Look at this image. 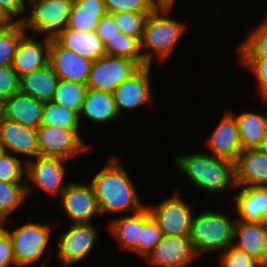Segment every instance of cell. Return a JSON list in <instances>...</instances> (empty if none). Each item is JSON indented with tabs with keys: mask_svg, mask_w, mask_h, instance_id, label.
<instances>
[{
	"mask_svg": "<svg viewBox=\"0 0 267 267\" xmlns=\"http://www.w3.org/2000/svg\"><path fill=\"white\" fill-rule=\"evenodd\" d=\"M117 156H112L107 164L91 179L100 210L104 213H137L147 205L141 203L134 181Z\"/></svg>",
	"mask_w": 267,
	"mask_h": 267,
	"instance_id": "obj_1",
	"label": "cell"
},
{
	"mask_svg": "<svg viewBox=\"0 0 267 267\" xmlns=\"http://www.w3.org/2000/svg\"><path fill=\"white\" fill-rule=\"evenodd\" d=\"M176 166L186 174L197 188L218 193L229 187H236L235 163L212 156L210 153H190L177 155Z\"/></svg>",
	"mask_w": 267,
	"mask_h": 267,
	"instance_id": "obj_2",
	"label": "cell"
},
{
	"mask_svg": "<svg viewBox=\"0 0 267 267\" xmlns=\"http://www.w3.org/2000/svg\"><path fill=\"white\" fill-rule=\"evenodd\" d=\"M172 9L173 6H158L147 18L141 39L144 66H151L155 55L160 63L164 62L186 29L185 23L169 18Z\"/></svg>",
	"mask_w": 267,
	"mask_h": 267,
	"instance_id": "obj_3",
	"label": "cell"
},
{
	"mask_svg": "<svg viewBox=\"0 0 267 267\" xmlns=\"http://www.w3.org/2000/svg\"><path fill=\"white\" fill-rule=\"evenodd\" d=\"M235 223V219L232 221L224 213L214 210L193 215L189 239L198 255L223 253L233 246Z\"/></svg>",
	"mask_w": 267,
	"mask_h": 267,
	"instance_id": "obj_4",
	"label": "cell"
},
{
	"mask_svg": "<svg viewBox=\"0 0 267 267\" xmlns=\"http://www.w3.org/2000/svg\"><path fill=\"white\" fill-rule=\"evenodd\" d=\"M74 0H26L29 12L23 24L32 34L55 38L68 25Z\"/></svg>",
	"mask_w": 267,
	"mask_h": 267,
	"instance_id": "obj_5",
	"label": "cell"
},
{
	"mask_svg": "<svg viewBox=\"0 0 267 267\" xmlns=\"http://www.w3.org/2000/svg\"><path fill=\"white\" fill-rule=\"evenodd\" d=\"M51 226L39 223H24L10 235L17 266H26L38 261L44 255L51 235Z\"/></svg>",
	"mask_w": 267,
	"mask_h": 267,
	"instance_id": "obj_6",
	"label": "cell"
},
{
	"mask_svg": "<svg viewBox=\"0 0 267 267\" xmlns=\"http://www.w3.org/2000/svg\"><path fill=\"white\" fill-rule=\"evenodd\" d=\"M141 66L129 58L104 55L93 61L89 78L88 89L113 93V91L136 73Z\"/></svg>",
	"mask_w": 267,
	"mask_h": 267,
	"instance_id": "obj_7",
	"label": "cell"
},
{
	"mask_svg": "<svg viewBox=\"0 0 267 267\" xmlns=\"http://www.w3.org/2000/svg\"><path fill=\"white\" fill-rule=\"evenodd\" d=\"M80 130L41 125L37 129L40 156L61 157L72 160L90 149L81 138Z\"/></svg>",
	"mask_w": 267,
	"mask_h": 267,
	"instance_id": "obj_8",
	"label": "cell"
},
{
	"mask_svg": "<svg viewBox=\"0 0 267 267\" xmlns=\"http://www.w3.org/2000/svg\"><path fill=\"white\" fill-rule=\"evenodd\" d=\"M174 192L172 196L156 205H147L152 217L157 221L163 235L172 237L189 236L192 207Z\"/></svg>",
	"mask_w": 267,
	"mask_h": 267,
	"instance_id": "obj_9",
	"label": "cell"
},
{
	"mask_svg": "<svg viewBox=\"0 0 267 267\" xmlns=\"http://www.w3.org/2000/svg\"><path fill=\"white\" fill-rule=\"evenodd\" d=\"M98 230L93 223H71L59 237L57 258L63 267H72L85 259L94 247Z\"/></svg>",
	"mask_w": 267,
	"mask_h": 267,
	"instance_id": "obj_10",
	"label": "cell"
},
{
	"mask_svg": "<svg viewBox=\"0 0 267 267\" xmlns=\"http://www.w3.org/2000/svg\"><path fill=\"white\" fill-rule=\"evenodd\" d=\"M61 157L38 156L35 159L26 160V179L31 180L36 187L48 193L49 196L60 197L67 187L65 184V165L68 162Z\"/></svg>",
	"mask_w": 267,
	"mask_h": 267,
	"instance_id": "obj_11",
	"label": "cell"
},
{
	"mask_svg": "<svg viewBox=\"0 0 267 267\" xmlns=\"http://www.w3.org/2000/svg\"><path fill=\"white\" fill-rule=\"evenodd\" d=\"M61 208L71 223H93L95 214H99L97 197L91 183L70 182L60 195Z\"/></svg>",
	"mask_w": 267,
	"mask_h": 267,
	"instance_id": "obj_12",
	"label": "cell"
},
{
	"mask_svg": "<svg viewBox=\"0 0 267 267\" xmlns=\"http://www.w3.org/2000/svg\"><path fill=\"white\" fill-rule=\"evenodd\" d=\"M48 63L59 79L87 83L93 61L83 58L51 38Z\"/></svg>",
	"mask_w": 267,
	"mask_h": 267,
	"instance_id": "obj_13",
	"label": "cell"
},
{
	"mask_svg": "<svg viewBox=\"0 0 267 267\" xmlns=\"http://www.w3.org/2000/svg\"><path fill=\"white\" fill-rule=\"evenodd\" d=\"M199 257L189 236L163 235L161 241L146 258L156 267H187Z\"/></svg>",
	"mask_w": 267,
	"mask_h": 267,
	"instance_id": "obj_14",
	"label": "cell"
},
{
	"mask_svg": "<svg viewBox=\"0 0 267 267\" xmlns=\"http://www.w3.org/2000/svg\"><path fill=\"white\" fill-rule=\"evenodd\" d=\"M151 66H143L130 78L126 79L113 91L116 109L121 115L123 109H135L141 105L151 104L154 96L150 85Z\"/></svg>",
	"mask_w": 267,
	"mask_h": 267,
	"instance_id": "obj_15",
	"label": "cell"
},
{
	"mask_svg": "<svg viewBox=\"0 0 267 267\" xmlns=\"http://www.w3.org/2000/svg\"><path fill=\"white\" fill-rule=\"evenodd\" d=\"M209 153L217 158L236 162L243 151L237 120L232 112H226L217 127L206 140Z\"/></svg>",
	"mask_w": 267,
	"mask_h": 267,
	"instance_id": "obj_16",
	"label": "cell"
},
{
	"mask_svg": "<svg viewBox=\"0 0 267 267\" xmlns=\"http://www.w3.org/2000/svg\"><path fill=\"white\" fill-rule=\"evenodd\" d=\"M233 246L267 267V222L236 219Z\"/></svg>",
	"mask_w": 267,
	"mask_h": 267,
	"instance_id": "obj_17",
	"label": "cell"
},
{
	"mask_svg": "<svg viewBox=\"0 0 267 267\" xmlns=\"http://www.w3.org/2000/svg\"><path fill=\"white\" fill-rule=\"evenodd\" d=\"M0 141L7 152L36 158L39 156L37 129L4 118L0 125Z\"/></svg>",
	"mask_w": 267,
	"mask_h": 267,
	"instance_id": "obj_18",
	"label": "cell"
},
{
	"mask_svg": "<svg viewBox=\"0 0 267 267\" xmlns=\"http://www.w3.org/2000/svg\"><path fill=\"white\" fill-rule=\"evenodd\" d=\"M237 187H267V155L258 148L244 149L235 162Z\"/></svg>",
	"mask_w": 267,
	"mask_h": 267,
	"instance_id": "obj_19",
	"label": "cell"
},
{
	"mask_svg": "<svg viewBox=\"0 0 267 267\" xmlns=\"http://www.w3.org/2000/svg\"><path fill=\"white\" fill-rule=\"evenodd\" d=\"M50 39L45 37L40 42L29 33L21 38L13 63V69L20 77L48 64Z\"/></svg>",
	"mask_w": 267,
	"mask_h": 267,
	"instance_id": "obj_20",
	"label": "cell"
},
{
	"mask_svg": "<svg viewBox=\"0 0 267 267\" xmlns=\"http://www.w3.org/2000/svg\"><path fill=\"white\" fill-rule=\"evenodd\" d=\"M3 105L6 119L34 129L42 125L44 103L34 97L19 91L3 100Z\"/></svg>",
	"mask_w": 267,
	"mask_h": 267,
	"instance_id": "obj_21",
	"label": "cell"
},
{
	"mask_svg": "<svg viewBox=\"0 0 267 267\" xmlns=\"http://www.w3.org/2000/svg\"><path fill=\"white\" fill-rule=\"evenodd\" d=\"M55 39L62 46L73 50L78 55L91 61H95L106 55L104 43L96 31H79L66 27Z\"/></svg>",
	"mask_w": 267,
	"mask_h": 267,
	"instance_id": "obj_22",
	"label": "cell"
},
{
	"mask_svg": "<svg viewBox=\"0 0 267 267\" xmlns=\"http://www.w3.org/2000/svg\"><path fill=\"white\" fill-rule=\"evenodd\" d=\"M235 196L236 219L267 222V187H241Z\"/></svg>",
	"mask_w": 267,
	"mask_h": 267,
	"instance_id": "obj_23",
	"label": "cell"
},
{
	"mask_svg": "<svg viewBox=\"0 0 267 267\" xmlns=\"http://www.w3.org/2000/svg\"><path fill=\"white\" fill-rule=\"evenodd\" d=\"M59 77L48 63L44 67L20 77V91L43 103L54 99Z\"/></svg>",
	"mask_w": 267,
	"mask_h": 267,
	"instance_id": "obj_24",
	"label": "cell"
},
{
	"mask_svg": "<svg viewBox=\"0 0 267 267\" xmlns=\"http://www.w3.org/2000/svg\"><path fill=\"white\" fill-rule=\"evenodd\" d=\"M85 117L89 121L104 123L120 117L112 93L88 89L84 97L79 120Z\"/></svg>",
	"mask_w": 267,
	"mask_h": 267,
	"instance_id": "obj_25",
	"label": "cell"
},
{
	"mask_svg": "<svg viewBox=\"0 0 267 267\" xmlns=\"http://www.w3.org/2000/svg\"><path fill=\"white\" fill-rule=\"evenodd\" d=\"M107 13L105 0H74L67 28L95 31L98 22Z\"/></svg>",
	"mask_w": 267,
	"mask_h": 267,
	"instance_id": "obj_26",
	"label": "cell"
},
{
	"mask_svg": "<svg viewBox=\"0 0 267 267\" xmlns=\"http://www.w3.org/2000/svg\"><path fill=\"white\" fill-rule=\"evenodd\" d=\"M144 225V209L133 213L118 217L109 224V232L119 243L122 250L131 251L140 241V228Z\"/></svg>",
	"mask_w": 267,
	"mask_h": 267,
	"instance_id": "obj_27",
	"label": "cell"
},
{
	"mask_svg": "<svg viewBox=\"0 0 267 267\" xmlns=\"http://www.w3.org/2000/svg\"><path fill=\"white\" fill-rule=\"evenodd\" d=\"M244 149L258 148L267 136V113L242 112L235 116Z\"/></svg>",
	"mask_w": 267,
	"mask_h": 267,
	"instance_id": "obj_28",
	"label": "cell"
},
{
	"mask_svg": "<svg viewBox=\"0 0 267 267\" xmlns=\"http://www.w3.org/2000/svg\"><path fill=\"white\" fill-rule=\"evenodd\" d=\"M27 33L23 22L0 26V67L13 66L21 38Z\"/></svg>",
	"mask_w": 267,
	"mask_h": 267,
	"instance_id": "obj_29",
	"label": "cell"
},
{
	"mask_svg": "<svg viewBox=\"0 0 267 267\" xmlns=\"http://www.w3.org/2000/svg\"><path fill=\"white\" fill-rule=\"evenodd\" d=\"M107 55L129 58L144 66V57L141 50V39L119 32L117 36L104 42Z\"/></svg>",
	"mask_w": 267,
	"mask_h": 267,
	"instance_id": "obj_30",
	"label": "cell"
},
{
	"mask_svg": "<svg viewBox=\"0 0 267 267\" xmlns=\"http://www.w3.org/2000/svg\"><path fill=\"white\" fill-rule=\"evenodd\" d=\"M87 90L86 83L59 79L53 102L80 114Z\"/></svg>",
	"mask_w": 267,
	"mask_h": 267,
	"instance_id": "obj_31",
	"label": "cell"
},
{
	"mask_svg": "<svg viewBox=\"0 0 267 267\" xmlns=\"http://www.w3.org/2000/svg\"><path fill=\"white\" fill-rule=\"evenodd\" d=\"M42 125L79 130L81 124L77 112L51 101L44 103Z\"/></svg>",
	"mask_w": 267,
	"mask_h": 267,
	"instance_id": "obj_32",
	"label": "cell"
},
{
	"mask_svg": "<svg viewBox=\"0 0 267 267\" xmlns=\"http://www.w3.org/2000/svg\"><path fill=\"white\" fill-rule=\"evenodd\" d=\"M162 237V230L146 207L144 208V225L143 228H140V241H137V245L130 252H134L146 259Z\"/></svg>",
	"mask_w": 267,
	"mask_h": 267,
	"instance_id": "obj_33",
	"label": "cell"
},
{
	"mask_svg": "<svg viewBox=\"0 0 267 267\" xmlns=\"http://www.w3.org/2000/svg\"><path fill=\"white\" fill-rule=\"evenodd\" d=\"M238 57H267V16L238 46Z\"/></svg>",
	"mask_w": 267,
	"mask_h": 267,
	"instance_id": "obj_34",
	"label": "cell"
},
{
	"mask_svg": "<svg viewBox=\"0 0 267 267\" xmlns=\"http://www.w3.org/2000/svg\"><path fill=\"white\" fill-rule=\"evenodd\" d=\"M32 189L21 182L0 181V210L10 216L23 204Z\"/></svg>",
	"mask_w": 267,
	"mask_h": 267,
	"instance_id": "obj_35",
	"label": "cell"
},
{
	"mask_svg": "<svg viewBox=\"0 0 267 267\" xmlns=\"http://www.w3.org/2000/svg\"><path fill=\"white\" fill-rule=\"evenodd\" d=\"M152 12H119L113 14L120 32L142 39L144 27Z\"/></svg>",
	"mask_w": 267,
	"mask_h": 267,
	"instance_id": "obj_36",
	"label": "cell"
},
{
	"mask_svg": "<svg viewBox=\"0 0 267 267\" xmlns=\"http://www.w3.org/2000/svg\"><path fill=\"white\" fill-rule=\"evenodd\" d=\"M26 161L7 152L0 158V181L22 182L26 174Z\"/></svg>",
	"mask_w": 267,
	"mask_h": 267,
	"instance_id": "obj_37",
	"label": "cell"
},
{
	"mask_svg": "<svg viewBox=\"0 0 267 267\" xmlns=\"http://www.w3.org/2000/svg\"><path fill=\"white\" fill-rule=\"evenodd\" d=\"M241 65L246 66L257 80L258 93L263 98L267 94V57H238Z\"/></svg>",
	"mask_w": 267,
	"mask_h": 267,
	"instance_id": "obj_38",
	"label": "cell"
},
{
	"mask_svg": "<svg viewBox=\"0 0 267 267\" xmlns=\"http://www.w3.org/2000/svg\"><path fill=\"white\" fill-rule=\"evenodd\" d=\"M108 13L153 12L158 5L153 0H105Z\"/></svg>",
	"mask_w": 267,
	"mask_h": 267,
	"instance_id": "obj_39",
	"label": "cell"
},
{
	"mask_svg": "<svg viewBox=\"0 0 267 267\" xmlns=\"http://www.w3.org/2000/svg\"><path fill=\"white\" fill-rule=\"evenodd\" d=\"M219 264L221 267H262L255 259L235 246H230L221 254Z\"/></svg>",
	"mask_w": 267,
	"mask_h": 267,
	"instance_id": "obj_40",
	"label": "cell"
},
{
	"mask_svg": "<svg viewBox=\"0 0 267 267\" xmlns=\"http://www.w3.org/2000/svg\"><path fill=\"white\" fill-rule=\"evenodd\" d=\"M20 91V76L13 66L0 67V100L9 98Z\"/></svg>",
	"mask_w": 267,
	"mask_h": 267,
	"instance_id": "obj_41",
	"label": "cell"
},
{
	"mask_svg": "<svg viewBox=\"0 0 267 267\" xmlns=\"http://www.w3.org/2000/svg\"><path fill=\"white\" fill-rule=\"evenodd\" d=\"M26 0H0V13L9 22H23L27 11ZM19 17L15 19L14 17Z\"/></svg>",
	"mask_w": 267,
	"mask_h": 267,
	"instance_id": "obj_42",
	"label": "cell"
},
{
	"mask_svg": "<svg viewBox=\"0 0 267 267\" xmlns=\"http://www.w3.org/2000/svg\"><path fill=\"white\" fill-rule=\"evenodd\" d=\"M96 33L104 43L107 39L114 38L120 32L115 17L111 13L105 14L96 26Z\"/></svg>",
	"mask_w": 267,
	"mask_h": 267,
	"instance_id": "obj_43",
	"label": "cell"
},
{
	"mask_svg": "<svg viewBox=\"0 0 267 267\" xmlns=\"http://www.w3.org/2000/svg\"><path fill=\"white\" fill-rule=\"evenodd\" d=\"M12 264L17 266L12 241L10 235L4 231L0 235V267H8Z\"/></svg>",
	"mask_w": 267,
	"mask_h": 267,
	"instance_id": "obj_44",
	"label": "cell"
},
{
	"mask_svg": "<svg viewBox=\"0 0 267 267\" xmlns=\"http://www.w3.org/2000/svg\"><path fill=\"white\" fill-rule=\"evenodd\" d=\"M7 218H8V216L2 210H0V229H3V230L7 229V228H5L6 227L5 224H6V222H8Z\"/></svg>",
	"mask_w": 267,
	"mask_h": 267,
	"instance_id": "obj_45",
	"label": "cell"
},
{
	"mask_svg": "<svg viewBox=\"0 0 267 267\" xmlns=\"http://www.w3.org/2000/svg\"><path fill=\"white\" fill-rule=\"evenodd\" d=\"M158 6H173L175 0H153Z\"/></svg>",
	"mask_w": 267,
	"mask_h": 267,
	"instance_id": "obj_46",
	"label": "cell"
},
{
	"mask_svg": "<svg viewBox=\"0 0 267 267\" xmlns=\"http://www.w3.org/2000/svg\"><path fill=\"white\" fill-rule=\"evenodd\" d=\"M258 149L262 151L264 154L267 155V136L264 138V140L261 142V144L258 146Z\"/></svg>",
	"mask_w": 267,
	"mask_h": 267,
	"instance_id": "obj_47",
	"label": "cell"
},
{
	"mask_svg": "<svg viewBox=\"0 0 267 267\" xmlns=\"http://www.w3.org/2000/svg\"><path fill=\"white\" fill-rule=\"evenodd\" d=\"M5 116H4V105H3V101L0 100V125L3 122Z\"/></svg>",
	"mask_w": 267,
	"mask_h": 267,
	"instance_id": "obj_48",
	"label": "cell"
},
{
	"mask_svg": "<svg viewBox=\"0 0 267 267\" xmlns=\"http://www.w3.org/2000/svg\"><path fill=\"white\" fill-rule=\"evenodd\" d=\"M7 153L5 145L0 141V158Z\"/></svg>",
	"mask_w": 267,
	"mask_h": 267,
	"instance_id": "obj_49",
	"label": "cell"
},
{
	"mask_svg": "<svg viewBox=\"0 0 267 267\" xmlns=\"http://www.w3.org/2000/svg\"><path fill=\"white\" fill-rule=\"evenodd\" d=\"M9 23V21L0 13V26Z\"/></svg>",
	"mask_w": 267,
	"mask_h": 267,
	"instance_id": "obj_50",
	"label": "cell"
},
{
	"mask_svg": "<svg viewBox=\"0 0 267 267\" xmlns=\"http://www.w3.org/2000/svg\"><path fill=\"white\" fill-rule=\"evenodd\" d=\"M263 101L267 102V94L263 97Z\"/></svg>",
	"mask_w": 267,
	"mask_h": 267,
	"instance_id": "obj_51",
	"label": "cell"
},
{
	"mask_svg": "<svg viewBox=\"0 0 267 267\" xmlns=\"http://www.w3.org/2000/svg\"><path fill=\"white\" fill-rule=\"evenodd\" d=\"M5 230H3V229H0V235L4 232Z\"/></svg>",
	"mask_w": 267,
	"mask_h": 267,
	"instance_id": "obj_52",
	"label": "cell"
}]
</instances>
